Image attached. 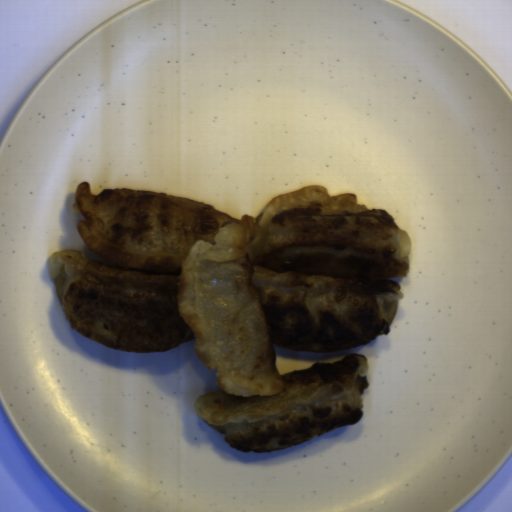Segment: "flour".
Wrapping results in <instances>:
<instances>
[{
	"mask_svg": "<svg viewBox=\"0 0 512 512\" xmlns=\"http://www.w3.org/2000/svg\"><path fill=\"white\" fill-rule=\"evenodd\" d=\"M81 250L48 255L72 330L156 354L195 341L218 387L194 413L234 449L267 453L363 419L358 351L392 332L412 239L392 214L321 183L237 219L164 192L75 188Z\"/></svg>",
	"mask_w": 512,
	"mask_h": 512,
	"instance_id": "c2a2500e",
	"label": "flour"
}]
</instances>
